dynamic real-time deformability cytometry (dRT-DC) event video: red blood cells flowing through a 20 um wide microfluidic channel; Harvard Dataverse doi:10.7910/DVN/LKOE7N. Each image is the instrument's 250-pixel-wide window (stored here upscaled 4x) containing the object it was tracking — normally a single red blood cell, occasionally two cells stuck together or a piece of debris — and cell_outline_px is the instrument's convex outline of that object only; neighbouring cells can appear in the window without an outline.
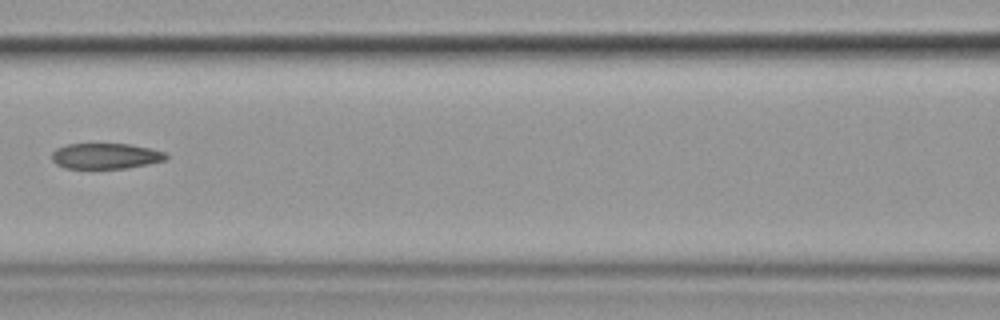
{"species": "common noctule bat (a hibernating species)", "species_latin": "Nyctalus noctula", "temperature_condition": "cold", "stored_images_in_passage": 10, "camera_frame_rate_fps": 3000, "um_per_image_px": 0.085, "animal": {"sex": "female", "body_mass_g": 19.9}, "frame": {"image": 1, "passage_image": 7, "time_ms": 8.0, "image_size_px": [1000, 320], "cell_outline_px": [[168, 156], [164, 160], [148, 164], [128, 168], [64, 168], [56, 164], [52, 160], [52, 152], [56, 148], [68, 144], [128, 144], [148, 148], [164, 152]], "centroid_in_image_um": [8.94, 13.26], "position_along_channel_um": 157.7, "area_um2": 16.94}}
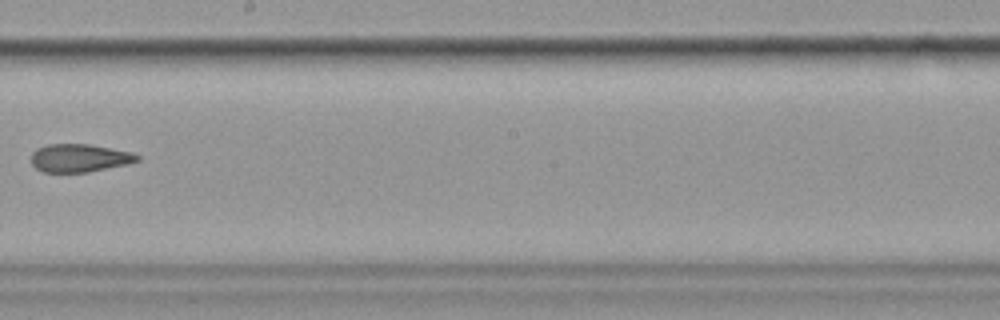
{"frame": {"image": 2, "passage_image": 9, "time_ms": 10.333, "image_size_px": [1000, 320], "cell_outline_px": [[140, 160], [128, 164], [88, 172], [44, 172], [36, 168], [32, 164], [32, 152], [36, 148], [48, 144], [88, 144], [132, 152], [140, 156]], "centroid_in_image_um": [6.76, 13.43], "position_along_channel_um": 241.4, "area_um2": 17.34}}